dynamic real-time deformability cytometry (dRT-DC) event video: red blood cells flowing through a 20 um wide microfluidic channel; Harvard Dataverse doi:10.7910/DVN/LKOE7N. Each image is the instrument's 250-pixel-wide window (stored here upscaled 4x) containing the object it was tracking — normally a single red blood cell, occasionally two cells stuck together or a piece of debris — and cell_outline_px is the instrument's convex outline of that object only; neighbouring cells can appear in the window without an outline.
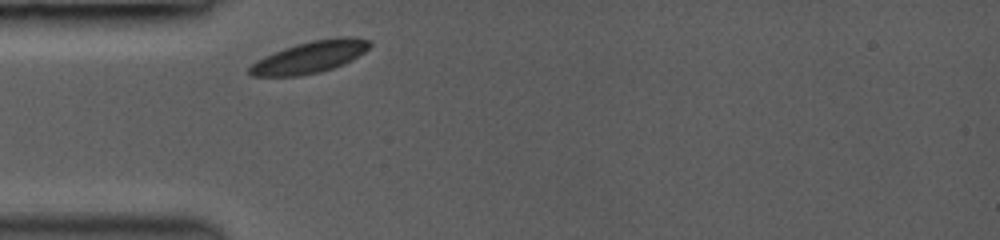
{"species": "common noctule bat (a hibernating species)", "species_latin": "Nyctalus noctula", "temperature_condition": "room temperature", "stored_images_in_passage": 1, "camera_frame_rate_fps": 3000, "um_per_image_px": 0.085, "animal": {"sex": "female", "body_mass_g": 19.0, "forearm_length_mm": 53.3}, "frame": {"image": 1, "passage_image": 1, "time_ms": 0.0, "image_size_px": [1000, 240], "cell_outline_px": [[372, 44], [364, 52], [344, 64], [320, 72], [300, 76], [248, 76], [248, 68], [256, 60], [264, 56], [284, 48], [296, 44], [312, 40], [340, 36], [352, 36], [372, 40]], "centroid_in_image_um": [26.35, 4.84], "position_along_channel_um": 58.7, "area_um2": 22.48}}